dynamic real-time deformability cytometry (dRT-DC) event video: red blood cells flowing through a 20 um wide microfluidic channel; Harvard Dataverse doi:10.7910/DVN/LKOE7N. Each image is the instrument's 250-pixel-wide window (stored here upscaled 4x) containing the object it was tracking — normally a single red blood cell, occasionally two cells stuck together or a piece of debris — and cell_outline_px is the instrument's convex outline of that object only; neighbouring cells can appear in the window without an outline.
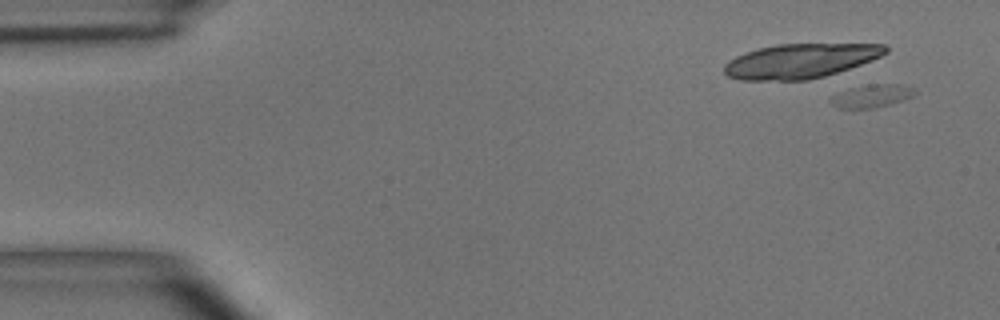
{"species": "common noctule bat (a hibernating species)", "species_latin": "Nyctalus noctula", "temperature_condition": "room temperature", "stored_images_in_passage": 3, "camera_frame_rate_fps": 3000, "um_per_image_px": 0.085, "animal": {"sex": "male", "body_mass_g": 15.6}, "frame": {"image": 1, "passage_image": 1, "time_ms": 0.0, "image_size_px": [1000, 320], "cell_outline_px": [[916, 92], [912, 96], [888, 104], [872, 108], [840, 108], [832, 104], [828, 100], [832, 96], [840, 92], [852, 88], [868, 84], [900, 84], [916, 88]], "centroid_in_image_um": [74.1, 8.14], "position_along_channel_um": 10.9, "area_um2": 10.98}}